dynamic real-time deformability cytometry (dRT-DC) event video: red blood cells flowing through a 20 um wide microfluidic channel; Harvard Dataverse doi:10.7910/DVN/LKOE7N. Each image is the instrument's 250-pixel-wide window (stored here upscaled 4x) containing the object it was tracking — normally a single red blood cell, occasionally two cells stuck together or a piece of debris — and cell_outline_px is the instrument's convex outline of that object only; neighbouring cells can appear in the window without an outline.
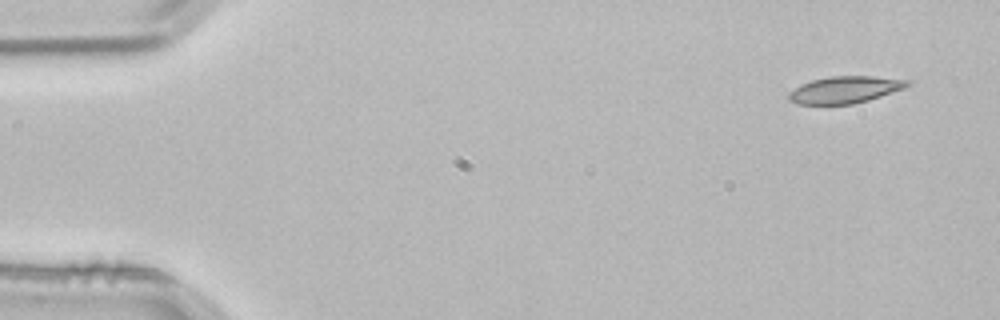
{"species": "common noctule bat (a hibernating species)", "species_latin": "Nyctalus noctula", "temperature_condition": "room temperature", "stored_images_in_passage": 3, "camera_frame_rate_fps": 3000, "um_per_image_px": 0.085, "animal": {"sex": "male", "body_mass_g": 21.5, "forearm_length_mm": 52.0}, "frame": {"image": 1, "passage_image": 1, "time_ms": 0.0, "image_size_px": [1000, 320], "cell_outline_px": [[912, 84], [904, 88], [868, 100], [852, 104], [796, 104], [788, 100], [788, 92], [800, 84], [812, 80], [828, 76], [872, 76], [912, 80]], "centroid_in_image_um": [71.81, 7.62], "position_along_channel_um": 13.2, "area_um2": 18.73}}
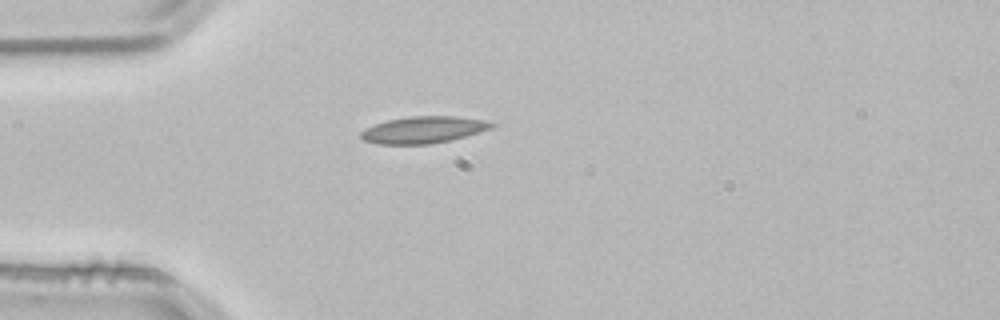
{"frame": {"image": 2, "passage_image": 3, "time_ms": 0.667, "image_size_px": [1000, 320], "cell_outline_px": [[496, 124], [492, 128], [480, 132], [448, 140], [428, 144], [380, 144], [364, 140], [360, 136], [360, 132], [364, 128], [388, 120], [412, 116], [456, 116], [484, 120]], "centroid_in_image_um": [35.98, 11.02], "position_along_channel_um": 49.0, "area_um2": 20.17}}